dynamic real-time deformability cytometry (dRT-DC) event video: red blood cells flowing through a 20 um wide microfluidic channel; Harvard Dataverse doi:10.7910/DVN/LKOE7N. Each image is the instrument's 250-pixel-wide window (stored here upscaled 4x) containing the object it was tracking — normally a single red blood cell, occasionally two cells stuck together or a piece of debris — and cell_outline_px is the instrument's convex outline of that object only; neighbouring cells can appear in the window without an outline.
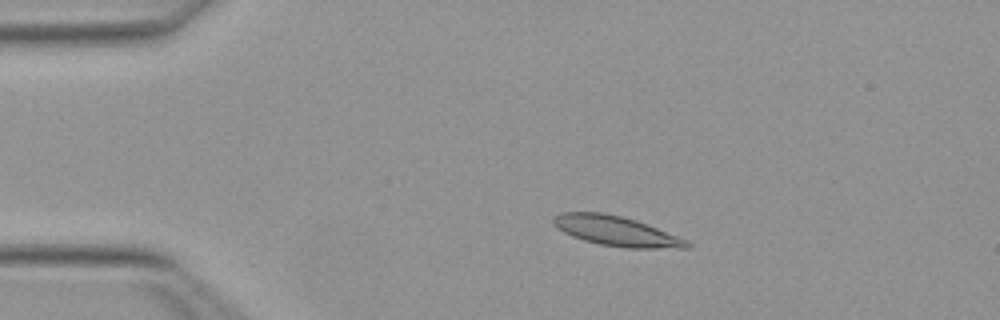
{"species": "Egyptian fruit bat (a non-hibernating species)", "species_latin": "Rousettus aegyptiacus", "temperature_condition": "warm", "stored_images_in_passage": 50, "camera_frame_rate_fps": 3000, "um_per_image_px": 0.085, "animal": {"sex": "female"}, "frame": {"image": 1, "passage_image": 9, "time_ms": 2.667, "image_size_px": [1000, 320], "cell_outline_px": [[692, 244], [688, 248], [624, 248], [600, 244], [584, 240], [572, 236], [556, 228], [552, 224], [552, 216], [560, 212], [604, 212], [636, 220], [688, 240]], "centroid_in_image_um": [52.34, 19.63], "position_along_channel_um": 32.7, "area_um2": 23.29}}
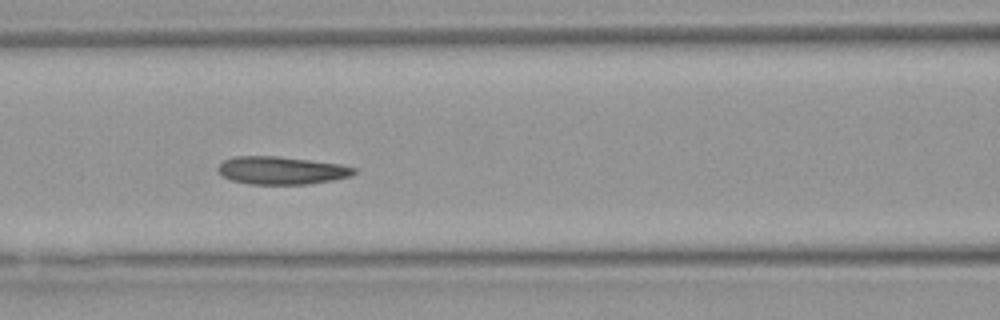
{"frame": {"image": 2, "passage_image": 21, "time_ms": 6.667, "image_size_px": [1000, 320], "cell_outline_px": [[356, 172], [352, 176], [332, 180], [308, 184], [248, 184], [232, 180], [220, 176], [216, 168], [224, 160], [236, 156], [276, 156], [340, 164], [356, 168]], "centroid_in_image_um": [23.9, 14.49], "position_along_channel_um": 142.7, "area_um2": 22.08}}
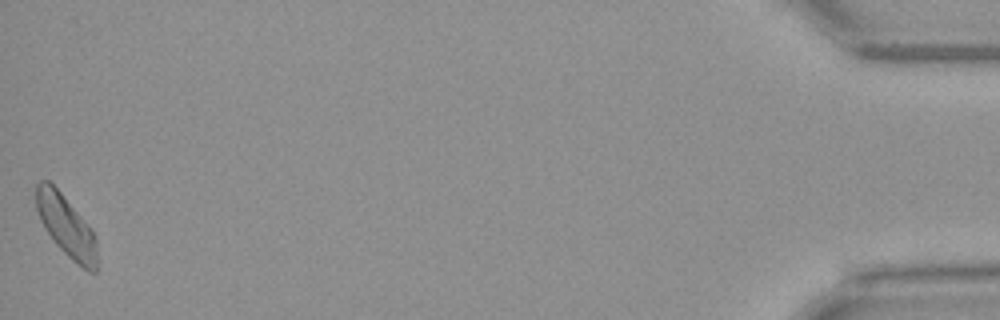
{"frame": {"image": 3, "passage_image": 50, "time_ms": 16.333, "image_size_px": [1000, 320], "cell_outline_px": [[96, 272], [88, 272], [72, 260], [56, 244], [44, 228], [40, 220], [36, 208], [36, 184], [40, 180], [48, 180], [60, 192], [92, 228], [96, 240]], "centroid_in_image_um": [5.62, 19.21], "position_along_channel_um": 429.6, "area_um2": 21.62}, "authors_computed_cell_mechanics": {"area_um2": 21.9929, "velocity_mm_per_s": 3.9904, "shape_relaxation_time_tau1_ms": 6.5458, "shape_relaxation_time_tau2_ms": 3.7959, "deformation_change_tau1": 0.1585, "deformation_change_tau2": 0.1033}}